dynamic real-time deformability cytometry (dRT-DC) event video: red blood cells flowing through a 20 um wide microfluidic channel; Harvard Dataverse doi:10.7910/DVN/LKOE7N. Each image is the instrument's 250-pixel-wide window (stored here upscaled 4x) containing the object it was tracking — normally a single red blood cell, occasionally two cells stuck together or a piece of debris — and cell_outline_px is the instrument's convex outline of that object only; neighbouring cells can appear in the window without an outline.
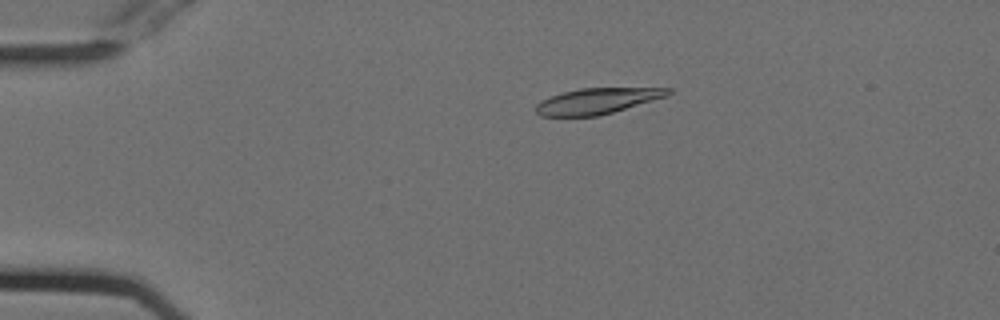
{"species": "Egyptian fruit bat (a non-hibernating species)", "species_latin": "Rousettus aegyptiacus", "temperature_condition": "cold", "stored_images_in_passage": 27, "camera_frame_rate_fps": 3000, "um_per_image_px": 0.085, "animal": {"sex": "female"}, "frame": {"image": 1, "passage_image": 4, "time_ms": 1.0, "image_size_px": [1000, 320], "cell_outline_px": [[672, 92], [668, 96], [600, 116], [540, 116], [536, 112], [536, 104], [540, 100], [564, 92], [580, 88], [672, 88]], "centroid_in_image_um": [50.78, 8.59], "position_along_channel_um": 34.2, "area_um2": 19.88}}
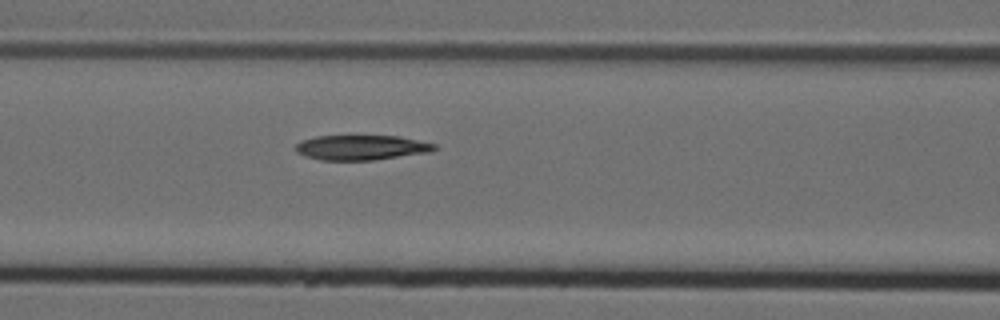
{"frame": {"image": 2, "passage_image": 16, "time_ms": 5.0, "image_size_px": [1000, 320], "cell_outline_px": [[436, 148], [432, 152], [376, 160], [320, 160], [304, 156], [296, 152], [296, 144], [300, 140], [316, 136], [400, 136], [436, 144]], "centroid_in_image_um": [30.71, 12.54], "position_along_channel_um": 135.9, "area_um2": 20.35}}
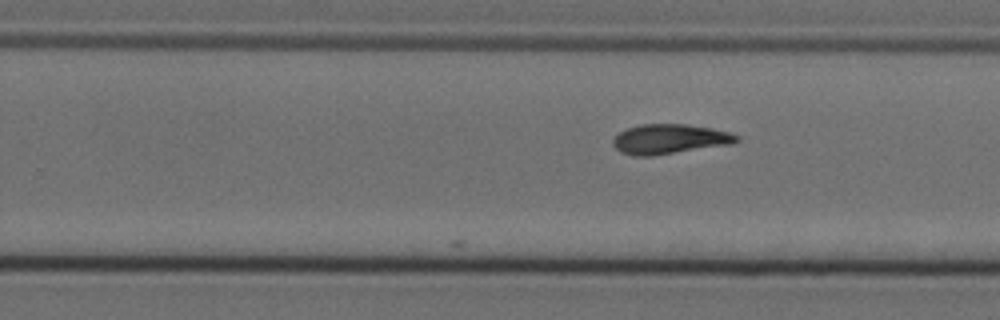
{"frame": {"image": 3, "passage_image": 27, "time_ms": 8.667, "image_size_px": [1000, 320], "cell_outline_px": [[740, 140], [736, 144], [652, 156], [632, 156], [620, 152], [612, 144], [612, 140], [620, 132], [628, 128], [640, 124], [688, 124], [712, 128], [728, 132], [740, 136]], "centroid_in_image_um": [56.96, 11.83], "position_along_channel_um": 272.8, "area_um2": 21.79}}